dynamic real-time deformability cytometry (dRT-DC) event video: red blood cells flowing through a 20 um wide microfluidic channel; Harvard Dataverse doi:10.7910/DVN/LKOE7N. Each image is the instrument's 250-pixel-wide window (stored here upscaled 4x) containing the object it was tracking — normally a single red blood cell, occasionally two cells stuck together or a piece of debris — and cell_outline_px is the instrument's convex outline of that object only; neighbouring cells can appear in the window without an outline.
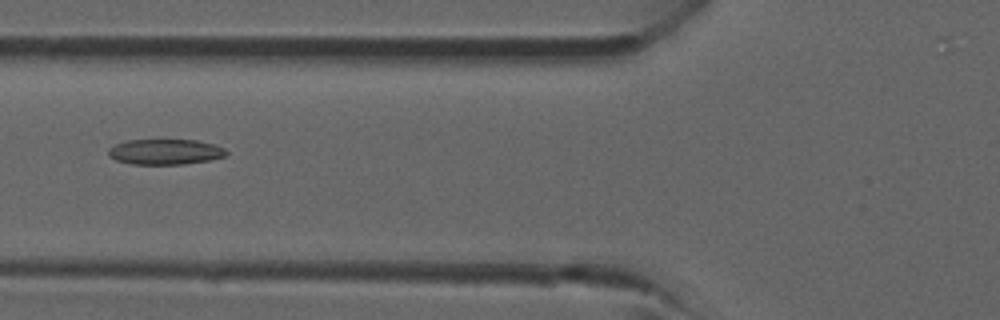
{"species": "common noctule bat (a hibernating species)", "species_latin": "Nyctalus noctula", "temperature_condition": "room temperature", "stored_images_in_passage": 3, "camera_frame_rate_fps": 3000, "um_per_image_px": 0.085, "animal": {"sex": "male", "forearm_length_mm": 52.5}, "frame": {"image": 1, "passage_image": 3, "time_ms": 2.333, "image_size_px": [1000, 320], "cell_outline_px": [[228, 152], [224, 156], [208, 160], [184, 164], [132, 164], [116, 160], [108, 156], [108, 148], [116, 144], [128, 140], [196, 140], [212, 144], [224, 148]], "centroid_in_image_um": [14.01, 12.9], "position_along_channel_um": 111.8, "area_um2": 17.34}}